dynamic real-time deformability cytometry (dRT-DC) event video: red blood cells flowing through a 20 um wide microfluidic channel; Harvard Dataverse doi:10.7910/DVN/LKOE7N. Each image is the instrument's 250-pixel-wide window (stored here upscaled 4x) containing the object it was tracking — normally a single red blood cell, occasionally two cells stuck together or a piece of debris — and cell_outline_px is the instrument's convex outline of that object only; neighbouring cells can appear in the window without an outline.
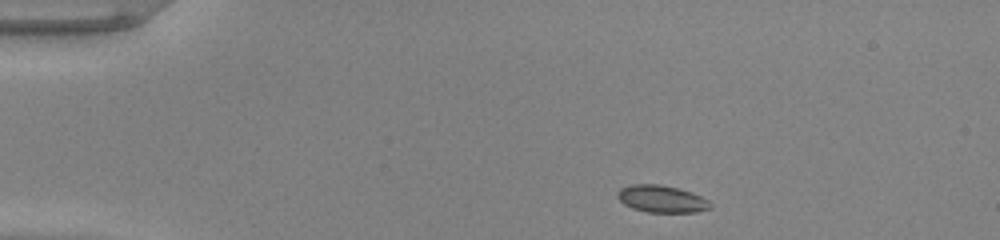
{"species": "common noctule bat (a hibernating species)", "species_latin": "Nyctalus noctula", "temperature_condition": "warm", "stored_images_in_passage": 44, "camera_frame_rate_fps": 3000, "um_per_image_px": 0.085, "animal": {"sex": "male", "body_mass_g": 20.0, "forearm_length_mm": 53.3}, "frame": {"image": 1, "passage_image": 1, "time_ms": 0.0, "image_size_px": [1000, 240], "cell_outline_px": [[712, 208], [696, 212], [648, 212], [632, 208], [624, 204], [616, 196], [616, 192], [620, 188], [632, 184], [660, 184], [692, 192], [708, 200], [712, 204]], "centroid_in_image_um": [56.23, 16.9], "position_along_channel_um": 28.8, "area_um2": 14.74}}
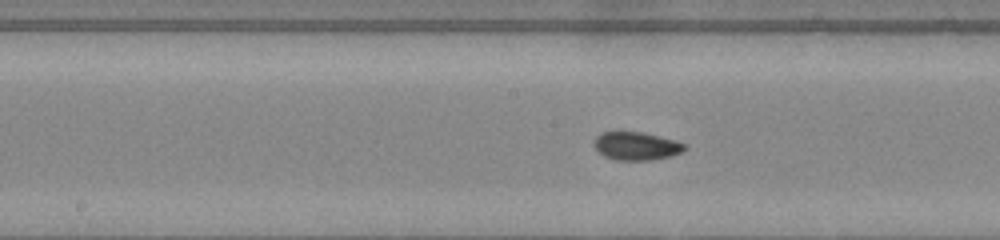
{"frame": {"image": 2, "passage_image": 19, "time_ms": 6.0, "image_size_px": [1000, 240], "cell_outline_px": [[688, 148], [672, 156], [652, 160], [616, 160], [604, 156], [592, 144], [592, 140], [600, 132], [640, 132], [660, 136], [676, 140], [684, 144]], "centroid_in_image_um": [54.07, 12.41], "position_along_channel_um": 194.1, "area_um2": 14.97}}
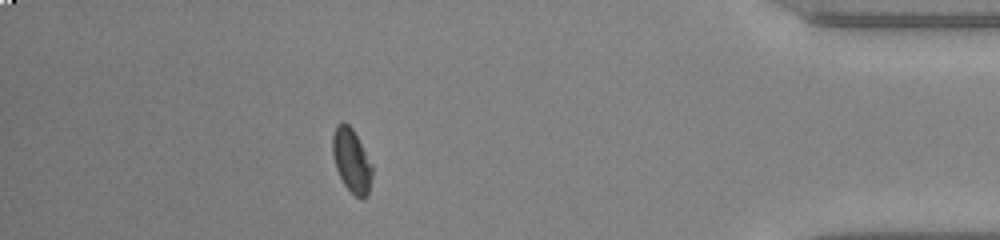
{"frame": {"image": 3, "passage_image": 38, "time_ms": 12.333, "image_size_px": [1000, 240], "cell_outline_px": [[372, 176], [368, 196], [360, 200], [344, 184], [336, 168], [332, 152], [332, 136], [336, 124], [340, 120], [344, 120], [352, 128], [372, 164]], "centroid_in_image_um": [29.88, 13.62], "position_along_channel_um": 405.3, "area_um2": 14.8}, "authors_computed_cell_mechanics": {"area_um2": 14.7679, "velocity_mm_per_s": 3.9838, "shape_relaxation_time_tau1_ms": 3.9968, "shape_relaxation_time_tau2_ms": 0.9921, "deformation_change_tau1": 0.1055, "deformation_change_tau2": 0.0535}}